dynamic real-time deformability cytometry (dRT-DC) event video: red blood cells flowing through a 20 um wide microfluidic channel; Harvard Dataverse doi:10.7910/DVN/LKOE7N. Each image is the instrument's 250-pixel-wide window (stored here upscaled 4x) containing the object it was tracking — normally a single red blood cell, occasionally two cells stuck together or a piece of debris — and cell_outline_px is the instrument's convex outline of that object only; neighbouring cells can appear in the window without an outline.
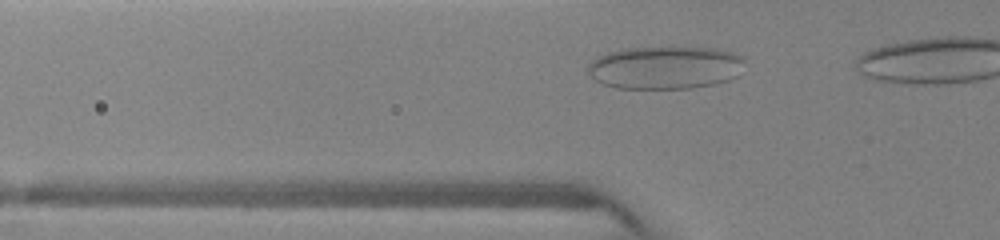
{"species": "human", "species_latin": "Homo sapiens", "temperature_condition": "warm", "stored_images_in_passage": 15, "camera_frame_rate_fps": 3000, "um_per_image_px": 0.085, "donor": {"sex": "female"}, "frame": {"image": 1, "passage_image": 5, "time_ms": 1.0, "image_size_px": [1000, 240], "cell_outline_px": [[744, 60], [736, 76], [728, 80], [716, 84], [692, 88], [616, 88], [604, 84], [596, 80], [588, 72], [588, 64], [596, 56], [620, 48], [716, 48], [732, 52], [740, 56]], "centroid_in_image_um": [56.5, 5.74], "position_along_channel_um": 69.3, "area_um2": 39.02}}
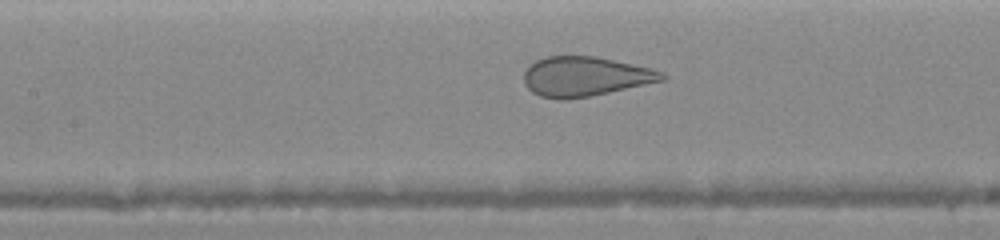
{"frame": {"image": 2, "passage_image": 12, "time_ms": 3.0, "image_size_px": [1000, 240], "cell_outline_px": [[668, 80], [588, 96], [564, 100], [560, 100], [540, 96], [532, 92], [524, 84], [524, 72], [536, 60], [548, 56], [596, 56], [632, 64], [664, 72], [668, 76]], "centroid_in_image_um": [49.76, 6.5], "position_along_channel_um": 157.6, "area_um2": 31.79}}